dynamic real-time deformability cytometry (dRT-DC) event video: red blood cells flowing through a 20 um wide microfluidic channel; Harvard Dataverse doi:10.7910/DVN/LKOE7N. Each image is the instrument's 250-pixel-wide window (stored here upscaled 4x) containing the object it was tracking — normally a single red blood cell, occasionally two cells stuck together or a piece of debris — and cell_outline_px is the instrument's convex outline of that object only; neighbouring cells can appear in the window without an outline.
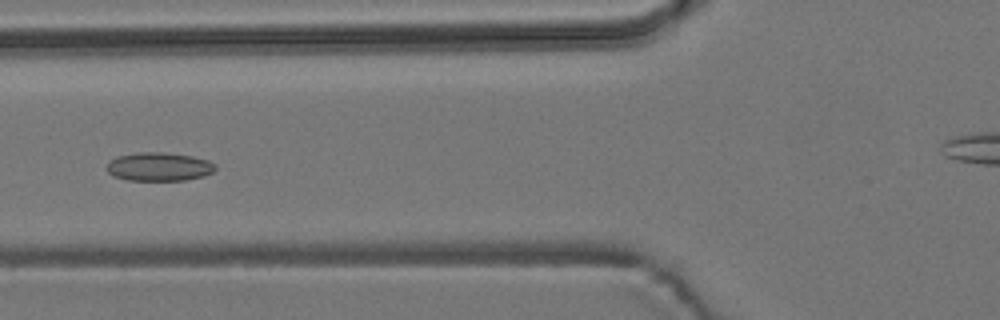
{"species": "common noctule bat (a hibernating species)", "species_latin": "Nyctalus noctula", "temperature_condition": "room temperature", "stored_images_in_passage": 6, "camera_frame_rate_fps": 3000, "um_per_image_px": 0.085, "animal": {"sex": "male", "body_mass_g": 19.2, "forearm_length_mm": 51.8}, "frame": {"image": 1, "passage_image": 6, "time_ms": 5.667, "image_size_px": [1000, 320], "cell_outline_px": [[216, 168], [212, 172], [204, 176], [184, 180], [128, 180], [112, 176], [108, 172], [108, 160], [116, 156], [136, 152], [164, 152], [192, 156], [208, 160], [216, 164]], "centroid_in_image_um": [13.5, 14.16], "position_along_channel_um": 112.3, "area_um2": 18.21}}